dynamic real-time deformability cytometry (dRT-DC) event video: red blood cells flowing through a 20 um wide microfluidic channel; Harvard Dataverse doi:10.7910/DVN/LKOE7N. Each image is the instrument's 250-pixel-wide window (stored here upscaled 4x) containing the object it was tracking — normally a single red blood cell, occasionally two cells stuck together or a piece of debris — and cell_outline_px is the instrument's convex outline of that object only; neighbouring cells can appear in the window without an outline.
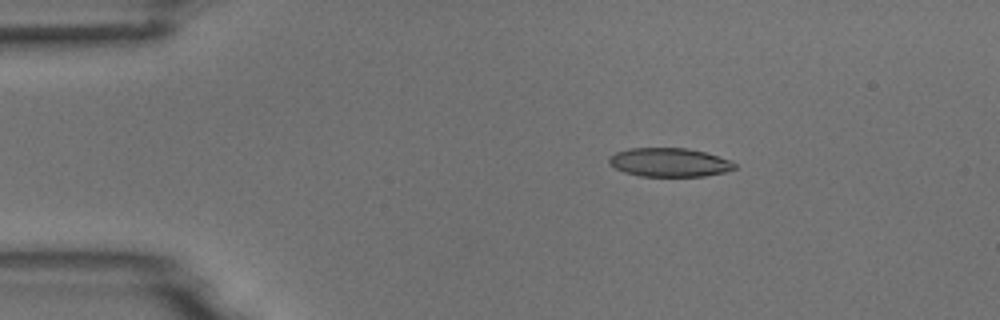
{"species": "common noctule bat (a hibernating species)", "species_latin": "Nyctalus noctula", "temperature_condition": "room temperature", "stored_images_in_passage": 2, "camera_frame_rate_fps": 3000, "um_per_image_px": 0.085, "animal": {"sex": "male", "body_mass_g": 18.8}, "frame": {"image": 1, "passage_image": 1, "time_ms": 0.0, "image_size_px": [1000, 320], "cell_outline_px": [[736, 168], [724, 172], [704, 176], [640, 176], [624, 172], [608, 164], [608, 156], [616, 152], [628, 148], [688, 148], [704, 152], [732, 160], [736, 164]], "centroid_in_image_um": [56.88, 13.79], "position_along_channel_um": 28.1, "area_um2": 21.15}}